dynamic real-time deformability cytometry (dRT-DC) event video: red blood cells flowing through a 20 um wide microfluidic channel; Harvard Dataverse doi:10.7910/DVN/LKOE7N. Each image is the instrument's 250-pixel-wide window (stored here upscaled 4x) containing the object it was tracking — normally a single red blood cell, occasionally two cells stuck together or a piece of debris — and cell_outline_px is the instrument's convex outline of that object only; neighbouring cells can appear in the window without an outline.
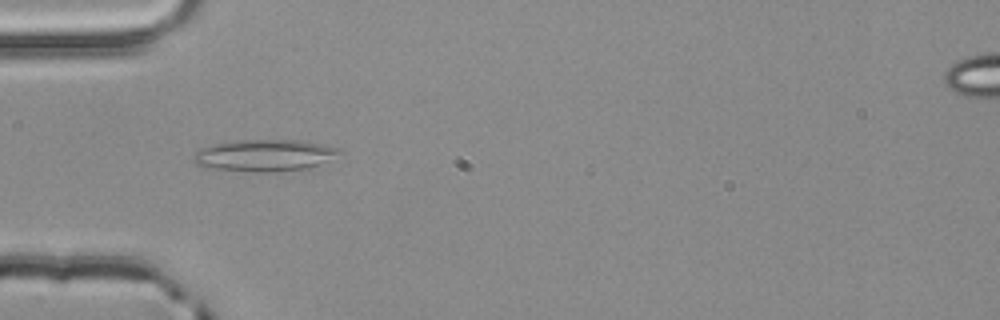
{"species": "common noctule bat (a hibernating species)", "species_latin": "Nyctalus noctula", "temperature_condition": "room temperature", "stored_images_in_passage": 49, "camera_frame_rate_fps": 3000, "um_per_image_px": 0.085, "animal": {"sex": "male", "body_mass_g": 20.4}, "frame": {"image": 1, "passage_image": 12, "time_ms": 3.667, "image_size_px": [1000, 320], "cell_outline_px": [[344, 152], [328, 160], [308, 168], [272, 172], [256, 172], [212, 168], [196, 164], [192, 160], [192, 156], [200, 148], [212, 144], [236, 140], [304, 140], [336, 148]], "centroid_in_image_um": [22.45, 13.2], "position_along_channel_um": 62.5, "area_um2": 26.93}}
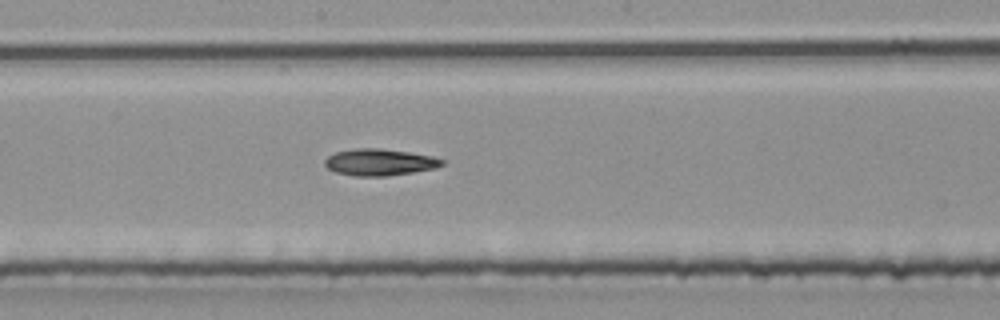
{"frame": {"image": 2, "passage_image": 24, "time_ms": 7.667, "image_size_px": [1000, 320], "cell_outline_px": [[444, 164], [436, 168], [388, 176], [356, 176], [336, 172], [328, 168], [324, 164], [324, 160], [328, 156], [336, 152], [356, 148], [380, 148], [408, 152], [432, 156], [444, 160]], "centroid_in_image_um": [32.26, 13.79], "position_along_channel_um": 215.9, "area_um2": 18.15}}
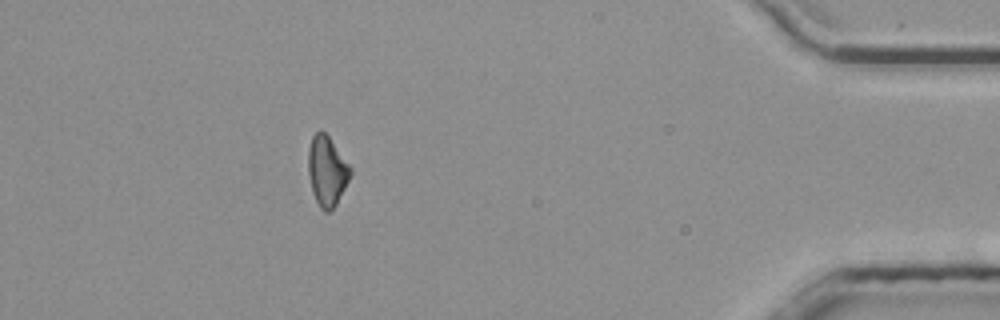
{"frame": {"image": 3, "passage_image": 43, "time_ms": 14.0, "image_size_px": [1000, 320], "cell_outline_px": [[352, 172], [336, 204], [328, 212], [324, 212], [320, 208], [312, 192], [308, 172], [308, 148], [312, 136], [320, 128], [328, 136], [352, 168]], "centroid_in_image_um": [27.77, 14.51], "position_along_channel_um": 407.4, "area_um2": 17.05}}